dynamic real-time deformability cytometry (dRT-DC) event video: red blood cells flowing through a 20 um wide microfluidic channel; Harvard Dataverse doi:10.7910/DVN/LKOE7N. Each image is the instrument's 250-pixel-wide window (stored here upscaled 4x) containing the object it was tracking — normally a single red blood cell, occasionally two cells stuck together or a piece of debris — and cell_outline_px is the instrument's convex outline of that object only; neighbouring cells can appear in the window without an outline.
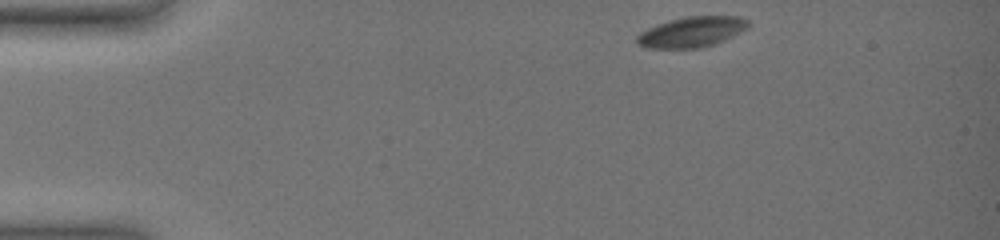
{"species": "common noctule bat (a hibernating species)", "species_latin": "Nyctalus noctula", "temperature_condition": "warm", "stored_images_in_passage": 22, "camera_frame_rate_fps": 3000, "um_per_image_px": 0.085, "animal": {"sex": "female", "body_mass_g": 19.0, "forearm_length_mm": 51.5}, "frame": {"image": 1, "passage_image": 1, "time_ms": 0.0, "image_size_px": [1000, 240], "cell_outline_px": [[748, 28], [724, 40], [700, 48], [644, 48], [636, 44], [636, 36], [640, 32], [656, 24], [668, 20], [684, 16], [740, 16], [748, 20]], "centroid_in_image_um": [58.75, 2.71], "position_along_channel_um": 26.3, "area_um2": 19.88}}
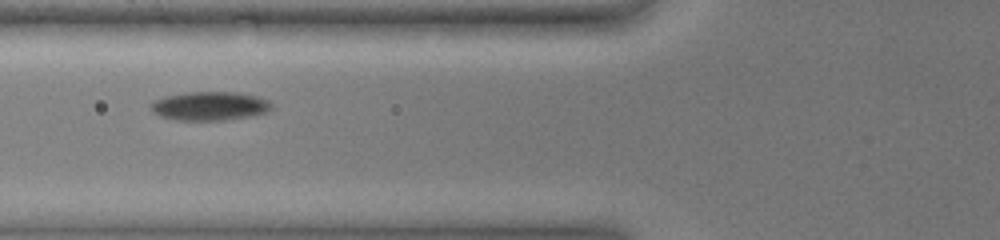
{"frame": {"image": 2, "passage_image": 11, "time_ms": 4.667, "image_size_px": [1000, 240], "cell_outline_px": [[272, 108], [268, 112], [248, 116], [224, 120], [180, 120], [160, 116], [152, 112], [148, 104], [152, 100], [164, 96], [184, 92], [236, 92], [256, 96], [268, 100], [272, 104]], "centroid_in_image_um": [17.77, 9.0], "position_along_channel_um": 108.0, "area_um2": 20.4}}
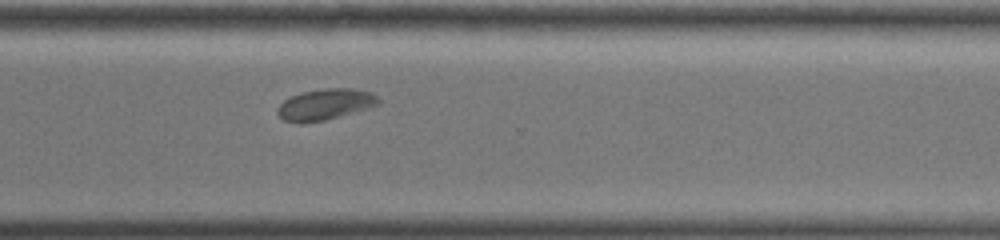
{"frame": {"image": 3, "passage_image": 22, "time_ms": 11.333, "image_size_px": [1000, 240], "cell_outline_px": [[380, 104], [372, 108], [324, 120], [300, 124], [296, 124], [284, 120], [276, 112], [276, 108], [284, 100], [300, 92], [324, 88], [352, 88], [372, 92], [380, 100]], "centroid_in_image_um": [27.65, 8.88], "position_along_channel_um": 342.9, "area_um2": 18.61}}